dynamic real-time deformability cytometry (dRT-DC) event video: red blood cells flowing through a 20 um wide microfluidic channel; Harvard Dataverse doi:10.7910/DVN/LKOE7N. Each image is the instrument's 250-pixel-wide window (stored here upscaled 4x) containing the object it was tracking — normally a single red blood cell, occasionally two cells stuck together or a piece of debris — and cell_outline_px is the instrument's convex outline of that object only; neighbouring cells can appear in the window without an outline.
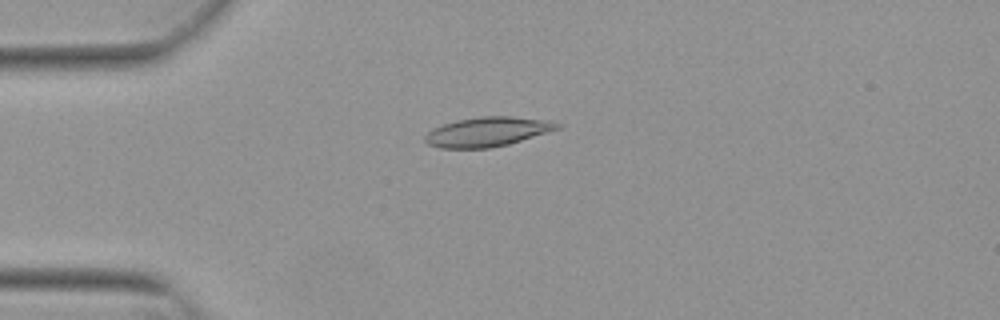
{"species": "Egyptian fruit bat (a non-hibernating species)", "species_latin": "Rousettus aegyptiacus", "temperature_condition": "warm", "stored_images_in_passage": 54, "camera_frame_rate_fps": 3000, "um_per_image_px": 0.085, "animal": {"sex": "female"}, "frame": {"image": 1, "passage_image": 14, "time_ms": 4.333, "image_size_px": [1000, 320], "cell_outline_px": [[564, 124], [560, 128], [508, 144], [488, 148], [440, 148], [428, 144], [424, 140], [424, 136], [432, 128], [456, 120], [480, 116], [512, 116], [552, 120]], "centroid_in_image_um": [41.45, 11.18], "position_along_channel_um": 43.5, "area_um2": 22.83}}
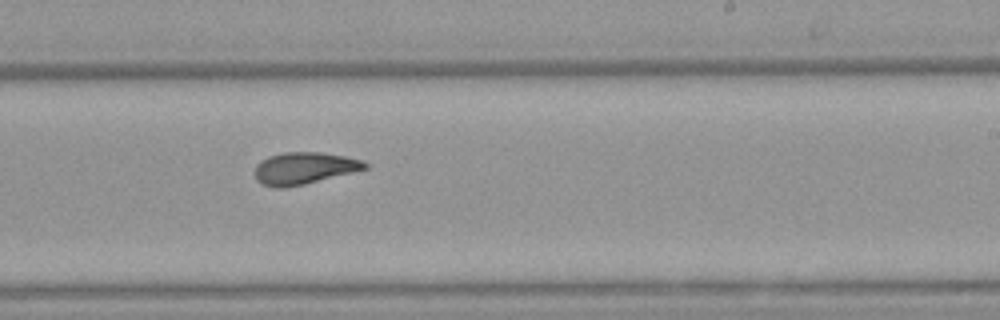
{"frame": {"image": 2, "passage_image": 33, "time_ms": 10.667, "image_size_px": [1000, 320], "cell_outline_px": [[368, 168], [304, 184], [280, 188], [276, 188], [264, 184], [256, 180], [256, 164], [260, 160], [268, 156], [284, 152], [320, 152], [344, 156], [360, 160], [368, 164]], "centroid_in_image_um": [25.82, 14.29], "position_along_channel_um": 263.2, "area_um2": 20.23}}
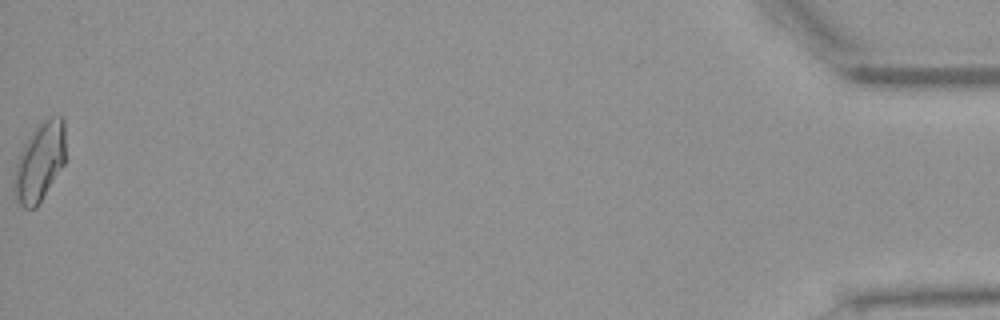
{"frame": {"image": 3, "passage_image": 54, "time_ms": 17.667, "image_size_px": [1000, 320], "cell_outline_px": [[64, 164], [36, 208], [24, 208], [16, 200], [12, 192], [12, 184], [16, 164], [20, 152], [24, 144], [32, 132], [44, 120], [52, 116], [60, 116], [64, 120]], "centroid_in_image_um": [3.34, 13.8], "position_along_channel_um": 431.9, "area_um2": 23.41}, "authors_computed_cell_mechanics": {"area_um2": 21.1837, "velocity_mm_per_s": 3.8347, "shape_relaxation_time_tau1_ms": 7.8222, "shape_relaxation_time_tau2_ms": 3.5611, "deformation_change_tau1": 0.2047, "deformation_change_tau2": 0.0917}}